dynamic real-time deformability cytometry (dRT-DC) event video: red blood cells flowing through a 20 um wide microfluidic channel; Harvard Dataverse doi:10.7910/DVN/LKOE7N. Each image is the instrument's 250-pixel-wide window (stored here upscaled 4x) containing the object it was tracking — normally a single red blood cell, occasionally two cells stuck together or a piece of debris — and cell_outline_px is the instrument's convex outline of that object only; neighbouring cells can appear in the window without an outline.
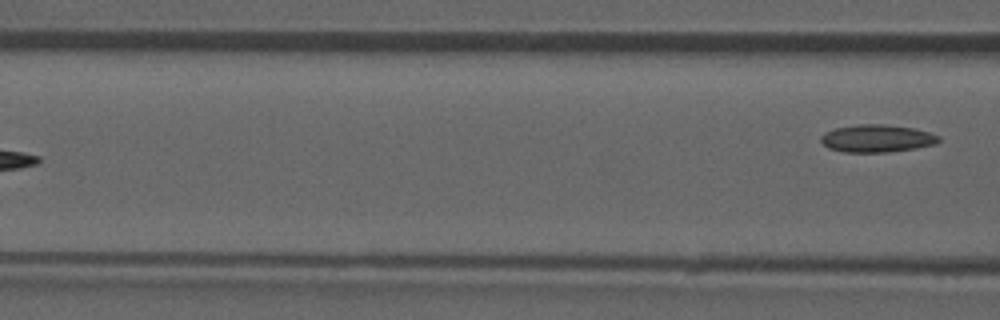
{"species": "common noctule bat (a hibernating species)", "species_latin": "Nyctalus noctula", "temperature_condition": "room temperature", "stored_images_in_passage": 7, "camera_frame_rate_fps": 3000, "um_per_image_px": 0.085, "animal": {"sex": "male", "forearm_length_mm": 52.5}, "frame": {"image": 1, "passage_image": 7, "time_ms": 7.333, "image_size_px": [1000, 320], "cell_outline_px": [[940, 140], [936, 144], [916, 148], [888, 152], [844, 152], [828, 148], [820, 140], [820, 136], [824, 132], [836, 128], [860, 124], [884, 124], [912, 128], [928, 132], [940, 136]], "centroid_in_image_um": [74.53, 11.77], "position_along_channel_um": 92.1, "area_um2": 18.9}}